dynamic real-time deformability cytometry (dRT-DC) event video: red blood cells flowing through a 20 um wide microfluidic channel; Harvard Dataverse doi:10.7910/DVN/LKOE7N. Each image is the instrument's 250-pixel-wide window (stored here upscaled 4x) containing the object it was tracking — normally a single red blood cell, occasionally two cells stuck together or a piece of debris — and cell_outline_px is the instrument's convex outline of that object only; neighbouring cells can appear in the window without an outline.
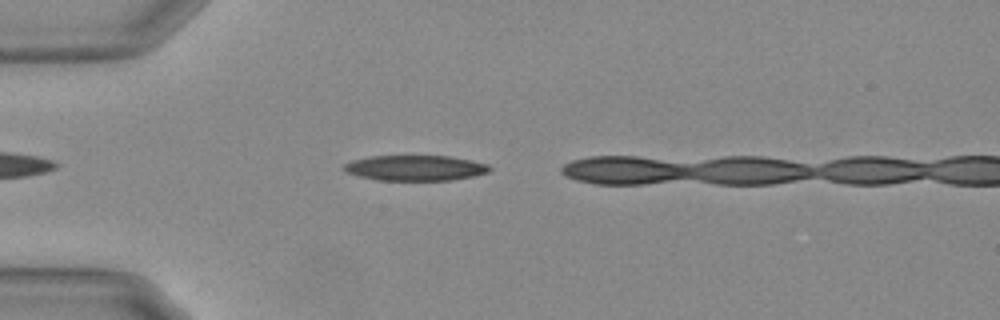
{"species": "Egyptian fruit bat (a non-hibernating species)", "species_latin": "Rousettus aegyptiacus", "temperature_condition": "warm", "stored_images_in_passage": 9, "camera_frame_rate_fps": 3000, "um_per_image_px": 0.085, "animal": {"sex": "female"}, "frame": {"image": 1, "passage_image": 4, "time_ms": 1.0, "image_size_px": [1000, 320], "cell_outline_px": [[492, 168], [488, 172], [472, 176], [452, 180], [380, 180], [360, 176], [348, 172], [344, 168], [344, 164], [352, 160], [372, 156], [452, 156], [472, 160], [488, 164]], "centroid_in_image_um": [35.35, 14.27], "position_along_channel_um": 49.7, "area_um2": 21.39}}
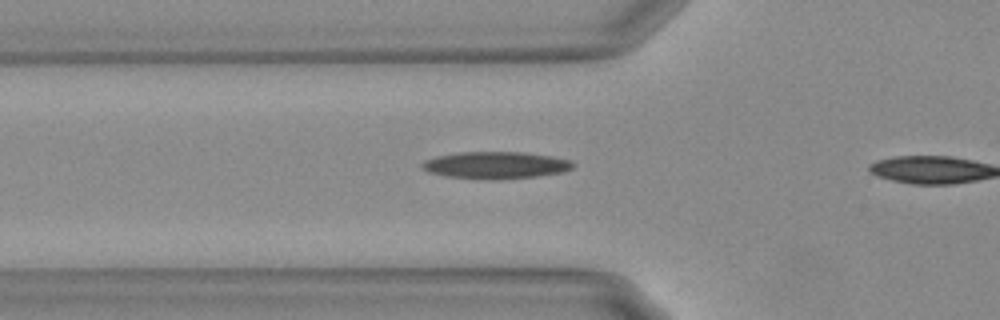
{"frame": {"image": 2, "passage_image": 8, "time_ms": 2.333, "image_size_px": [1000, 320], "cell_outline_px": [[576, 164], [572, 168], [560, 172], [536, 176], [448, 176], [428, 172], [420, 164], [424, 160], [436, 156], [456, 152], [524, 152], [548, 156], [568, 160]], "centroid_in_image_um": [42.1, 13.97], "position_along_channel_um": 83.7, "area_um2": 22.25}}